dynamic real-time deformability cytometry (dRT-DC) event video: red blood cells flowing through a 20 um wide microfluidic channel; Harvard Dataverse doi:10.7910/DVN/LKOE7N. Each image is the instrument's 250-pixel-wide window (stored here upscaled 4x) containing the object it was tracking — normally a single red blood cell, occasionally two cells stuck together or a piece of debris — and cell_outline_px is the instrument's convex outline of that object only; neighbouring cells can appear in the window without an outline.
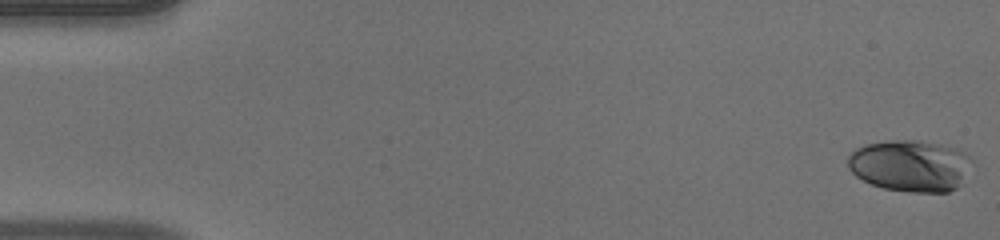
{"species": "human", "species_latin": "Homo sapiens", "temperature_condition": "warm", "stored_images_in_passage": 52, "camera_frame_rate_fps": 3000, "um_per_image_px": 0.085, "donor": {"sex": "male"}, "frame": {"image": 1, "passage_image": 1, "time_ms": 0.0, "image_size_px": [1000, 240], "cell_outline_px": [[976, 172], [956, 188], [948, 192], [908, 192], [884, 188], [872, 184], [856, 176], [848, 168], [848, 156], [856, 148], [864, 144], [888, 140], [916, 140], [940, 144], [956, 148], [972, 156], [976, 164]], "centroid_in_image_um": [77.5, 14.09], "position_along_channel_um": 7.5, "area_um2": 38.44}}
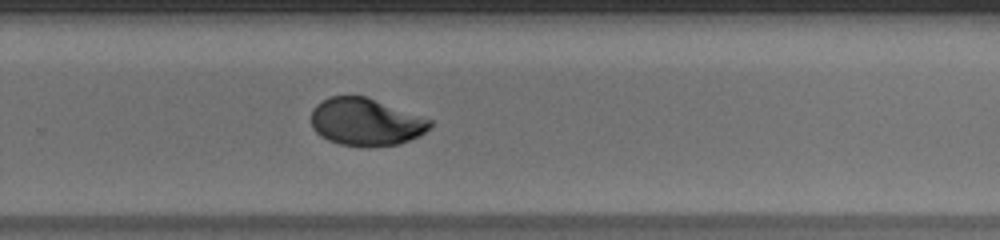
{"frame": {"image": 2, "passage_image": 35, "time_ms": 11.333, "image_size_px": [1000, 240], "cell_outline_px": [[432, 124], [420, 136], [396, 144], [368, 148], [340, 144], [328, 140], [320, 136], [312, 128], [312, 108], [320, 100], [328, 96], [368, 96], [432, 120]], "centroid_in_image_um": [31.06, 10.36], "position_along_channel_um": 298.7, "area_um2": 33.18}}
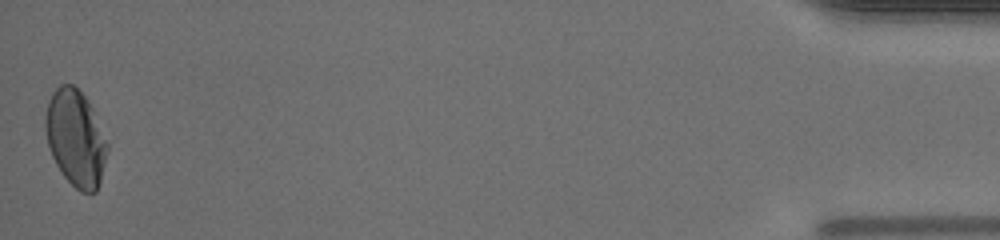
{"frame": {"image": 3, "passage_image": 52, "time_ms": 17.0, "image_size_px": [1000, 240], "cell_outline_px": [[108, 148], [100, 180], [96, 192], [80, 192], [64, 176], [56, 164], [52, 156], [48, 144], [44, 128], [44, 116], [48, 100], [52, 92], [60, 84], [72, 84], [88, 100], [92, 108], [108, 144]], "centroid_in_image_um": [6.4, 11.72], "position_along_channel_um": 428.8, "area_um2": 34.56}, "authors_computed_cell_mechanics": {"area_um2": 33.4084, "velocity_mm_per_s": 3.9474, "shape_relaxation_time_tau1_ms": 8.5021, "shape_relaxation_time_tau2_ms": null, "deformation_change_tau1": 0.2652, "deformation_change_tau2": null}}